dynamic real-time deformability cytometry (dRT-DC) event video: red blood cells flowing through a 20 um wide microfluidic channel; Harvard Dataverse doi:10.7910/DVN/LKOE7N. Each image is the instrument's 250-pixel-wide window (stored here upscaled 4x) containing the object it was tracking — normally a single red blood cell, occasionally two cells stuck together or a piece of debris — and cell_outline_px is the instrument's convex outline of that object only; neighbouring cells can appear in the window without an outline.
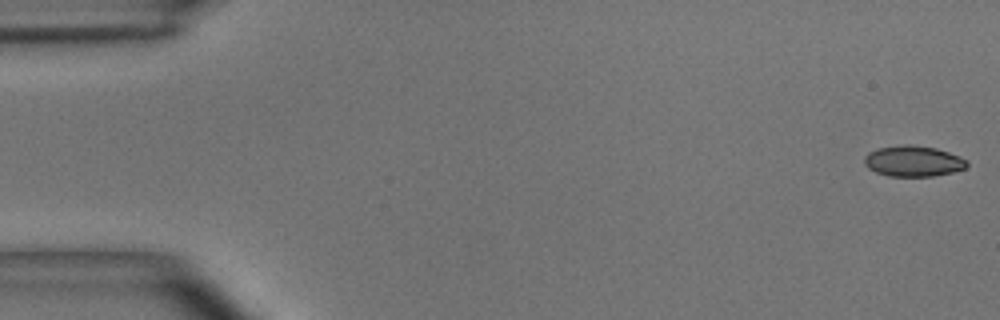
{"species": "common noctule bat (a hibernating species)", "species_latin": "Nyctalus noctula", "temperature_condition": "room temperature", "stored_images_in_passage": 55, "camera_frame_rate_fps": 3000, "um_per_image_px": 0.085, "animal": {"sex": "male", "body_mass_g": 15.6}, "frame": {"image": 1, "passage_image": 1, "time_ms": 0.0, "image_size_px": [1000, 320], "cell_outline_px": [[968, 164], [964, 168], [952, 172], [932, 176], [888, 176], [876, 172], [868, 168], [864, 164], [864, 156], [868, 152], [880, 148], [904, 144], [912, 144], [936, 148], [960, 156], [968, 160]], "centroid_in_image_um": [77.62, 13.69], "position_along_channel_um": 7.4, "area_um2": 18.44}}
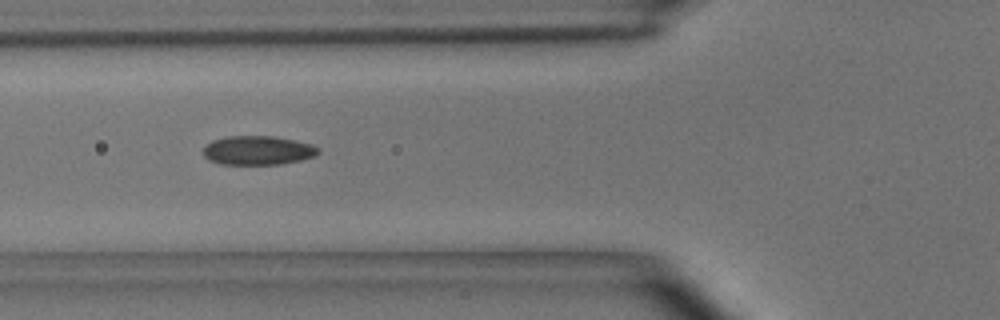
{"frame": {"image": 2, "passage_image": 20, "time_ms": 6.333, "image_size_px": [1000, 320], "cell_outline_px": [[320, 152], [312, 156], [300, 160], [280, 164], [220, 164], [208, 160], [204, 156], [204, 148], [212, 140], [228, 136], [272, 136], [312, 144], [320, 148]], "centroid_in_image_um": [21.9, 12.78], "position_along_channel_um": 103.9, "area_um2": 19.31}}
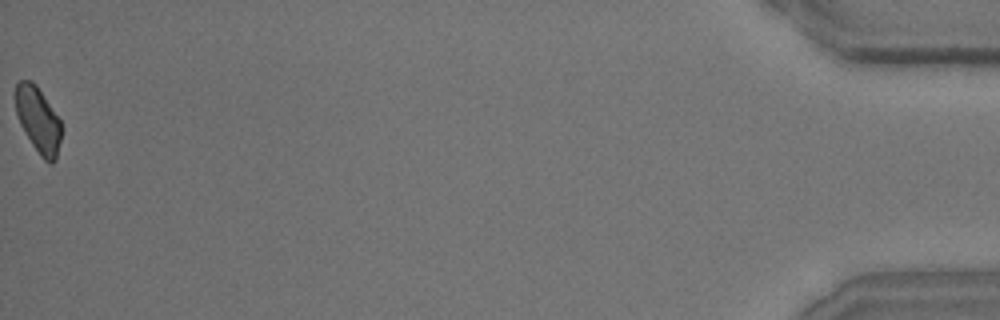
{"frame": {"image": 3, "passage_image": 55, "time_ms": 18.0, "image_size_px": [1000, 320], "cell_outline_px": [[64, 128], [56, 160], [52, 164], [48, 164], [40, 156], [24, 132], [20, 124], [16, 112], [16, 84], [20, 80], [32, 80], [36, 84], [60, 120]], "centroid_in_image_um": [3.28, 10.24], "position_along_channel_um": 431.9, "area_um2": 17.8}, "authors_computed_cell_mechanics": {"area_um2": 18.8428, "velocity_mm_per_s": 3.6446, "shape_relaxation_time_tau1_ms": 8.0546, "shape_relaxation_time_tau2_ms": 4.8927, "deformation_change_tau1": 0.1513, "deformation_change_tau2": 0.091}}